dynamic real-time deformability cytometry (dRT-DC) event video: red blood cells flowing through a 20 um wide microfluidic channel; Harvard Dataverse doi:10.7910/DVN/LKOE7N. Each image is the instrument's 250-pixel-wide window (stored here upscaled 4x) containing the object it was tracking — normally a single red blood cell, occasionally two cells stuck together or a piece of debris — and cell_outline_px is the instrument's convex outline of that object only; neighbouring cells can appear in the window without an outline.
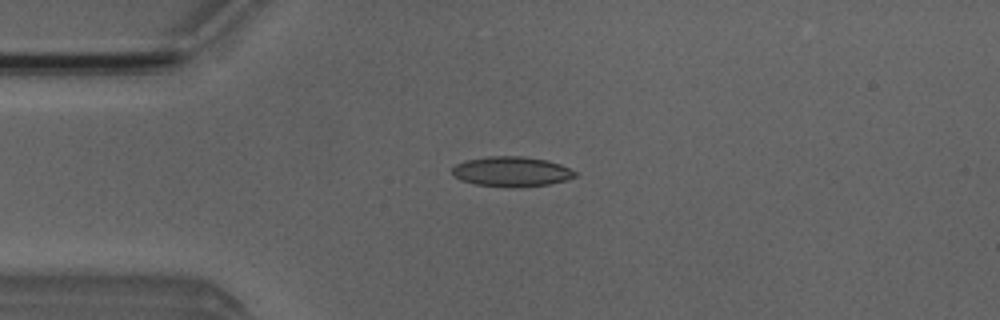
{"species": "Egyptian fruit bat (a non-hibernating species)", "species_latin": "Rousettus aegyptiacus", "temperature_condition": "room temperature", "stored_images_in_passage": 50, "camera_frame_rate_fps": 3000, "um_per_image_px": 0.085, "animal": {"sex": "male"}, "frame": {"image": 1, "passage_image": 11, "time_ms": 3.333, "image_size_px": [1000, 320], "cell_outline_px": [[576, 176], [568, 180], [548, 184], [476, 184], [460, 180], [452, 172], [452, 168], [456, 164], [468, 160], [488, 156], [520, 156], [548, 160], [560, 164], [576, 172]], "centroid_in_image_um": [43.49, 14.53], "position_along_channel_um": 41.5, "area_um2": 20.35}}
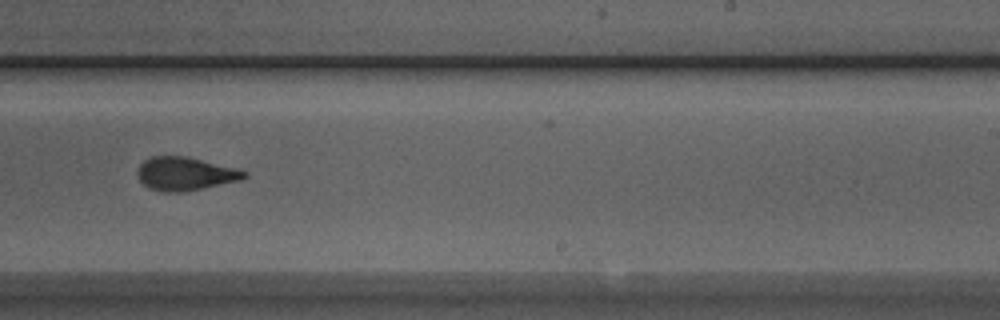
{"frame": {"image": 2, "passage_image": 30, "time_ms": 9.667, "image_size_px": [1000, 320], "cell_outline_px": [[248, 176], [240, 180], [184, 192], [164, 192], [148, 188], [140, 180], [136, 172], [140, 164], [144, 160], [152, 156], [188, 156], [236, 168], [248, 172]], "centroid_in_image_um": [15.73, 14.76], "position_along_channel_um": 273.3, "area_um2": 20.81}}
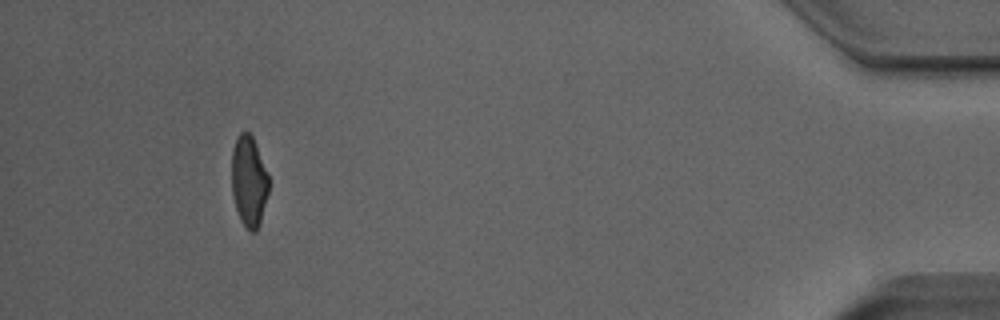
{"frame": {"image": 3, "passage_image": 46, "time_ms": 15.0, "image_size_px": [1000, 320], "cell_outline_px": [[268, 192], [260, 224], [256, 232], [252, 232], [240, 220], [236, 208], [232, 192], [232, 148], [236, 136], [240, 132], [248, 132], [252, 136], [256, 144], [268, 176]], "centroid_in_image_um": [21.14, 15.39], "position_along_channel_um": 414.1, "area_um2": 19.48}, "authors_computed_cell_mechanics": {"area_um2": 20.6057, "velocity_mm_per_s": 3.9991, "shape_relaxation_time_tau1_ms": 5.4593, "shape_relaxation_time_tau2_ms": 1.6988, "deformation_change_tau1": 0.1844, "deformation_change_tau2": 0.0935}}